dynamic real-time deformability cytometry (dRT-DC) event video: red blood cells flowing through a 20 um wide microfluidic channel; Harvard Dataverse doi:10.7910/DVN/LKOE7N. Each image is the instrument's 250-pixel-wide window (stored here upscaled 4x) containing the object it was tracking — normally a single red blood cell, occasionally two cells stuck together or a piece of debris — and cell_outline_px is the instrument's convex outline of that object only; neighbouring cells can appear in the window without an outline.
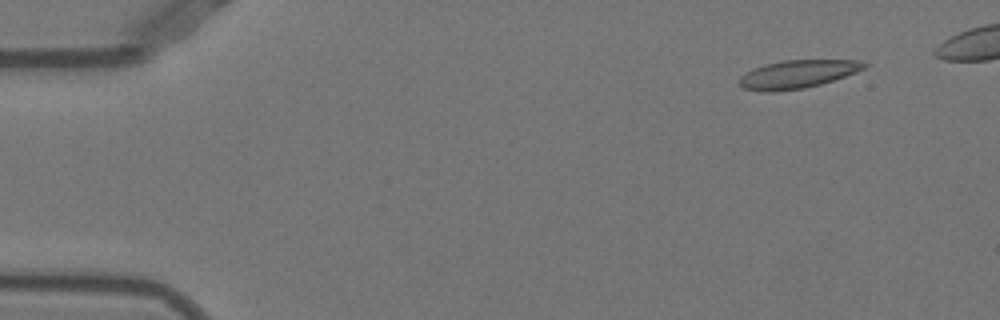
{"species": "Egyptian fruit bat (a non-hibernating species)", "species_latin": "Rousettus aegyptiacus", "temperature_condition": "warm", "stored_images_in_passage": 47, "camera_frame_rate_fps": 3000, "um_per_image_px": 0.085, "animal": {"sex": "female"}, "frame": {"image": 1, "passage_image": 5, "time_ms": 1.333, "image_size_px": [1000, 320], "cell_outline_px": [[868, 64], [864, 68], [856, 72], [820, 84], [804, 88], [776, 92], [764, 92], [744, 88], [736, 80], [740, 76], [764, 64], [780, 60], [856, 60]], "centroid_in_image_um": [67.74, 6.31], "position_along_channel_um": 17.3, "area_um2": 20.35}}
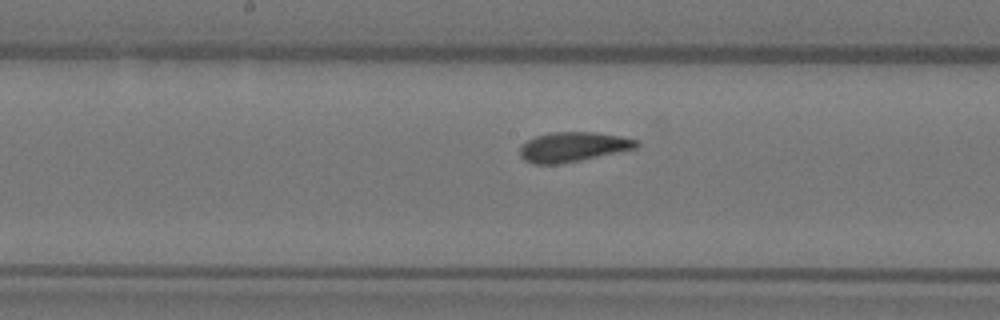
{"frame": {"image": 2, "passage_image": 27, "time_ms": 8.667, "image_size_px": [1000, 320], "cell_outline_px": [[640, 144], [636, 148], [580, 160], [560, 164], [532, 164], [524, 160], [520, 156], [520, 148], [528, 140], [536, 136], [548, 132], [592, 132], [620, 136], [640, 140]], "centroid_in_image_um": [48.7, 12.48], "position_along_channel_um": 199.5, "area_um2": 20.11}}
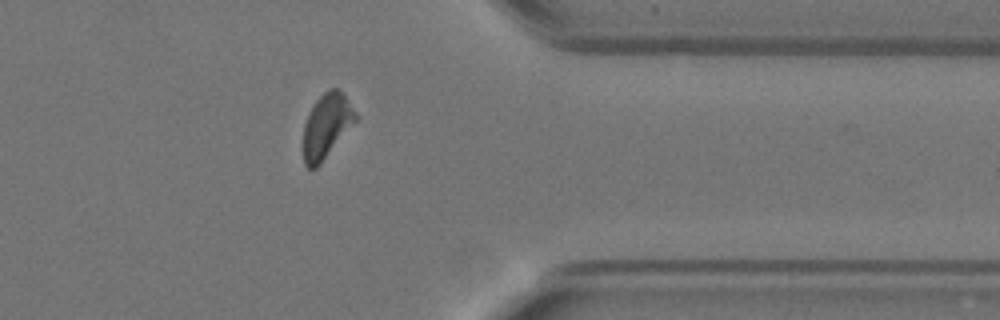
{"frame": {"image": 3, "passage_image": 42, "time_ms": 13.667, "image_size_px": [1000, 320], "cell_outline_px": [[360, 116], [320, 164], [316, 168], [308, 168], [304, 164], [304, 124], [308, 112], [316, 100], [328, 88], [336, 88], [344, 96]], "centroid_in_image_um": [27.76, 10.69], "position_along_channel_um": 383.6, "area_um2": 19.42}}